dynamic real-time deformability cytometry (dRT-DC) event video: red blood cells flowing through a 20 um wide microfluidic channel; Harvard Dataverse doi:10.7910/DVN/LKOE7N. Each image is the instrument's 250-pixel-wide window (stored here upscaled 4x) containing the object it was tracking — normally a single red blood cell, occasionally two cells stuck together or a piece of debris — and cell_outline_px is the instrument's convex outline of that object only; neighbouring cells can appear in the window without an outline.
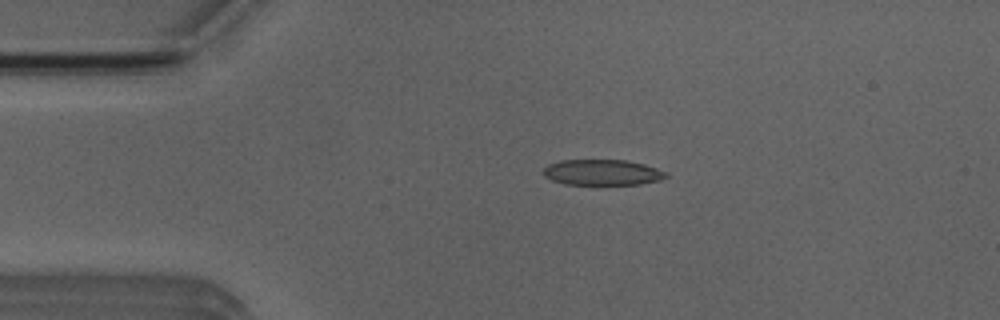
{"species": "Egyptian fruit bat (a non-hibernating species)", "species_latin": "Rousettus aegyptiacus", "temperature_condition": "room temperature", "stored_images_in_passage": 4, "camera_frame_rate_fps": 3000, "um_per_image_px": 0.085, "animal": {"sex": "male"}, "frame": {"image": 1, "passage_image": 3, "time_ms": 2.0, "image_size_px": [1000, 320], "cell_outline_px": [[668, 176], [660, 180], [640, 184], [564, 184], [552, 180], [544, 176], [544, 168], [548, 164], [560, 160], [624, 160], [644, 164], [668, 172]], "centroid_in_image_um": [51.2, 14.65], "position_along_channel_um": 33.8, "area_um2": 18.32}}